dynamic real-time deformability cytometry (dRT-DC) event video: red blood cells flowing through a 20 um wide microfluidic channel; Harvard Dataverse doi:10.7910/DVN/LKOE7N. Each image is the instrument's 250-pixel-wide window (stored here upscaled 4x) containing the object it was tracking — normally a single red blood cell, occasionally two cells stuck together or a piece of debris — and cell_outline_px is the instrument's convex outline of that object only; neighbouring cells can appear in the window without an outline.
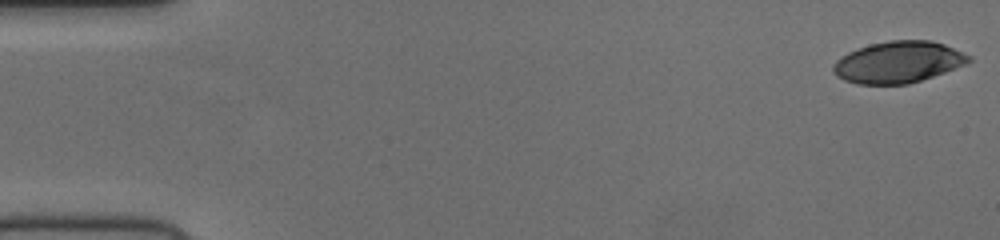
{"species": "human", "species_latin": "Homo sapiens", "temperature_condition": "cold", "stored_images_in_passage": 53, "camera_frame_rate_fps": 3000, "um_per_image_px": 0.085, "donor": {"sex": "female"}, "frame": {"image": 1, "passage_image": 1, "time_ms": 0.0, "image_size_px": [1000, 240], "cell_outline_px": [[972, 60], [964, 64], [944, 72], [908, 84], [856, 84], [844, 80], [836, 76], [832, 72], [832, 64], [840, 56], [848, 52], [868, 44], [888, 40], [932, 40], [944, 44], [972, 56]], "centroid_in_image_um": [76.3, 5.27], "position_along_channel_um": 8.7, "area_um2": 32.95}}
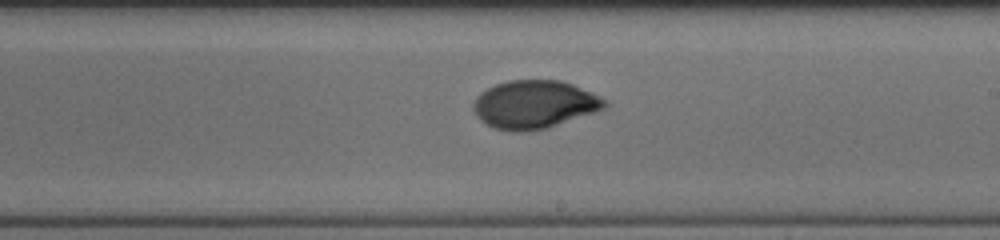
{"frame": {"image": 2, "passage_image": 31, "time_ms": 10.0, "image_size_px": [1000, 240], "cell_outline_px": [[608, 104], [604, 108], [544, 128], [528, 132], [512, 132], [492, 128], [480, 120], [472, 108], [472, 104], [476, 96], [480, 92], [496, 84], [508, 80], [560, 80], [572, 84], [592, 92], [604, 100]], "centroid_in_image_um": [45.34, 8.87], "position_along_channel_um": 243.7, "area_um2": 36.59}}
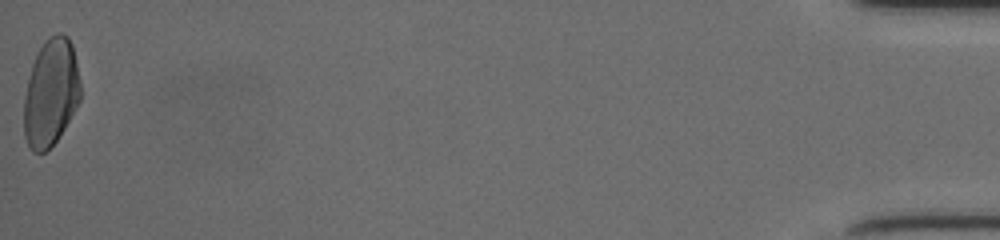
{"frame": {"image": 3, "passage_image": 53, "time_ms": 17.333, "image_size_px": [1000, 240], "cell_outline_px": [[80, 100], [76, 108], [64, 128], [56, 140], [44, 152], [32, 152], [24, 136], [24, 96], [32, 64], [44, 40], [48, 36], [56, 32], [60, 32], [68, 36], [72, 44], [80, 80]], "centroid_in_image_um": [4.32, 7.85], "position_along_channel_um": 430.9, "area_um2": 35.32}}